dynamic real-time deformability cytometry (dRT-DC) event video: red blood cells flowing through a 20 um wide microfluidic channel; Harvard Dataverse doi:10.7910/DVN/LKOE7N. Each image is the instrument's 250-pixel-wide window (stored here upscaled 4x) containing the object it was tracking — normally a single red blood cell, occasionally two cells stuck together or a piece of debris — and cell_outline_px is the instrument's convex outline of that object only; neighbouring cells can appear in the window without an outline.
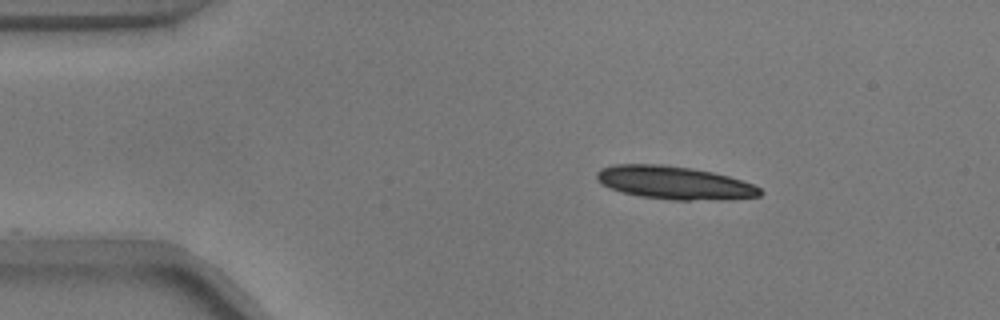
{"species": "common noctule bat (a hibernating species)", "species_latin": "Nyctalus noctula", "temperature_condition": "warm", "stored_images_in_passage": 45, "camera_frame_rate_fps": 3000, "um_per_image_px": 0.085, "animal": {"sex": "male", "body_mass_g": 17.9}, "frame": {"image": 1, "passage_image": 1, "time_ms": 0.0, "image_size_px": [1000, 320], "cell_outline_px": [[764, 192], [760, 196], [732, 200], [672, 200], [640, 196], [624, 192], [600, 184], [596, 180], [596, 172], [600, 168], [616, 164], [660, 164], [692, 168], [712, 172], [728, 176], [752, 184], [760, 188]], "centroid_in_image_um": [57.34, 15.54], "position_along_channel_um": 27.7, "area_um2": 31.67}}
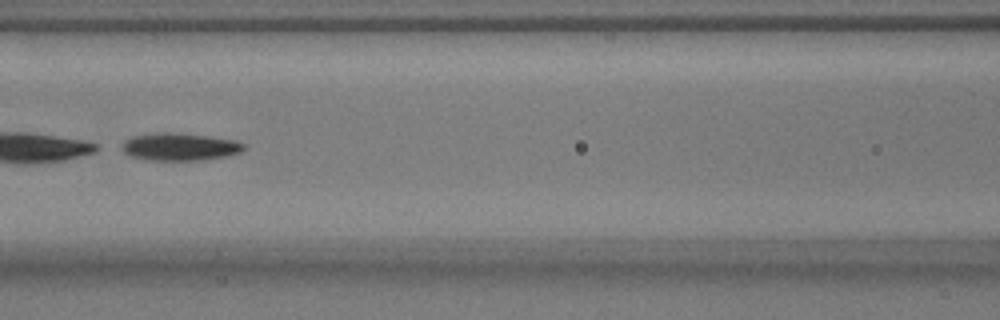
{"frame": {"image": 2, "passage_image": 16, "time_ms": 5.0, "image_size_px": [1000, 320], "cell_outline_px": [[248, 148], [240, 152], [228, 156], [204, 160], [148, 160], [132, 156], [116, 148], [124, 140], [132, 136], [164, 132], [208, 136], [236, 140], [244, 144]], "centroid_in_image_um": [15.26, 12.48], "position_along_channel_um": 151.3, "area_um2": 19.77}}
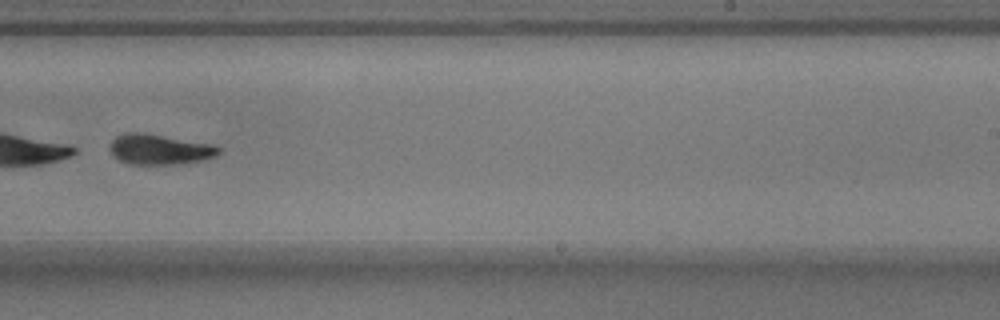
{"frame": {"image": 3, "passage_image": 26, "time_ms": 8.333, "image_size_px": [1000, 320], "cell_outline_px": [[220, 152], [216, 156], [204, 160], [172, 164], [132, 164], [120, 160], [108, 148], [112, 140], [116, 136], [128, 132], [140, 132], [216, 144], [220, 148]], "centroid_in_image_um": [13.6, 12.68], "position_along_channel_um": 275.4, "area_um2": 19.19}, "authors_computed_cell_mechanics": {"area_um2": 20.8658, "velocity_mm_per_s": 3.7346, "shape_relaxation_time_tau1_ms": 3.22, "shape_relaxation_time_tau2_ms": null, "deformation_change_tau1": 0.155, "deformation_change_tau2": null}}